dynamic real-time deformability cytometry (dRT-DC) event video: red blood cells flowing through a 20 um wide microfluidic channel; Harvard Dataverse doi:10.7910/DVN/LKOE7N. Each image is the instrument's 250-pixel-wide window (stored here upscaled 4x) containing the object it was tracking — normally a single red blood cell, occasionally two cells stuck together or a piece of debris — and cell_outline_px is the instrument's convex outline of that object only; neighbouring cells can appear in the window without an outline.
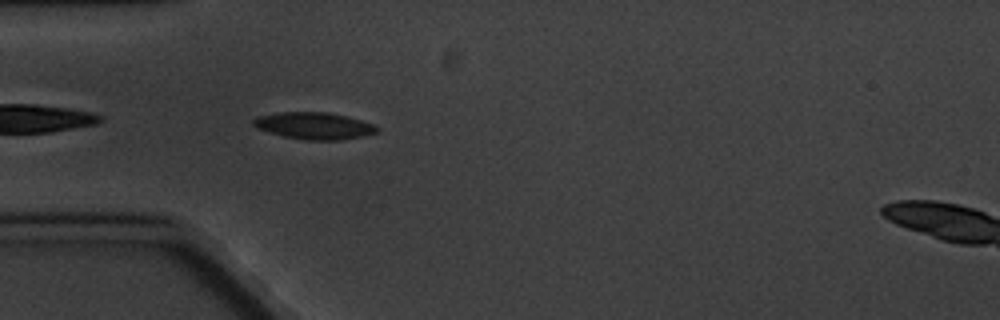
{"species": "common noctule bat (a hibernating species)", "species_latin": "Nyctalus noctula", "temperature_condition": "cold", "stored_images_in_passage": 5, "camera_frame_rate_fps": 3000, "um_per_image_px": 0.085, "animal": {"sex": "male", "body_mass_g": 20.1, "forearm_length_mm": 53.5}, "frame": {"image": 1, "passage_image": 5, "time_ms": 4.667, "image_size_px": [1000, 320], "cell_outline_px": [[380, 132], [364, 136], [340, 140], [308, 140], [284, 136], [268, 132], [256, 128], [252, 124], [252, 120], [256, 116], [280, 112], [328, 112], [360, 120], [372, 124], [380, 128]], "centroid_in_image_um": [26.69, 10.69], "position_along_channel_um": 58.3, "area_um2": 19.42}}